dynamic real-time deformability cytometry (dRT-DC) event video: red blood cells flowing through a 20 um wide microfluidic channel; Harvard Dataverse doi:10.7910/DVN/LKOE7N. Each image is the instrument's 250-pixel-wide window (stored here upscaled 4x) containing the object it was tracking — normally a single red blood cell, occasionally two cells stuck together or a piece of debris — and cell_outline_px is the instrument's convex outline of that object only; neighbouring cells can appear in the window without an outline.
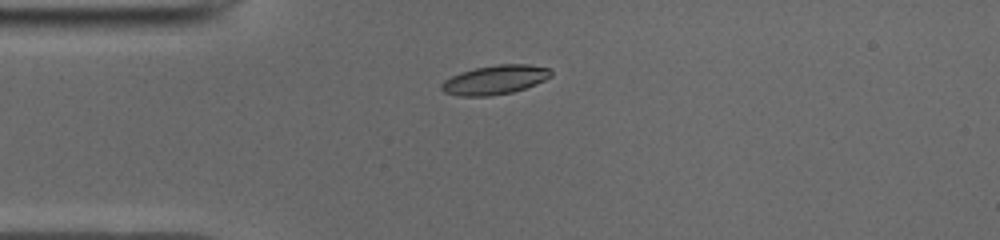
{"species": "common noctule bat (a hibernating species)", "species_latin": "Nyctalus noctula", "temperature_condition": "cold", "stored_images_in_passage": 39, "camera_frame_rate_fps": 3000, "um_per_image_px": 0.085, "animal": {"sex": "male", "body_mass_g": 19.0, "forearm_length_mm": 50.8}, "frame": {"image": 1, "passage_image": 1, "time_ms": 0.0, "image_size_px": [1000, 240], "cell_outline_px": [[552, 76], [536, 84], [512, 92], [488, 96], [460, 96], [444, 92], [440, 88], [440, 84], [444, 80], [460, 72], [476, 68], [500, 64], [528, 64], [548, 68], [552, 72]], "centroid_in_image_um": [42.06, 6.78], "position_along_channel_um": 42.9, "area_um2": 18.5}}
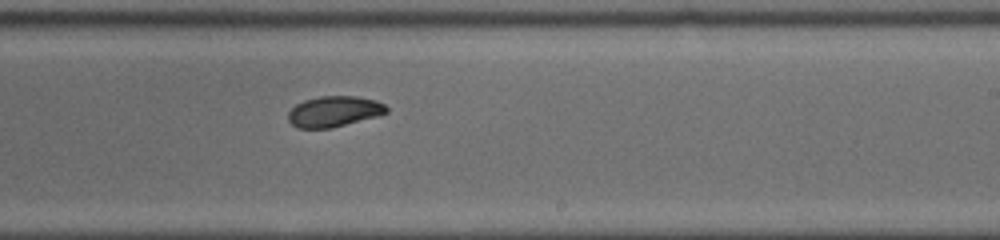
{"frame": {"image": 2, "passage_image": 19, "time_ms": 6.0, "image_size_px": [1000, 240], "cell_outline_px": [[388, 112], [376, 116], [332, 128], [296, 128], [288, 120], [288, 112], [296, 104], [304, 100], [320, 96], [356, 96], [376, 100], [384, 104], [388, 108]], "centroid_in_image_um": [28.38, 9.47], "position_along_channel_um": 260.6, "area_um2": 17.57}}
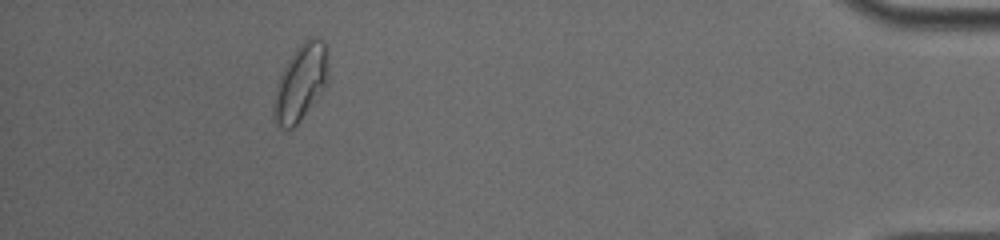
{"frame": {"image": 3, "passage_image": 35, "time_ms": 11.333, "image_size_px": [1000, 240], "cell_outline_px": [[328, 80], [300, 120], [292, 128], [284, 128], [276, 124], [272, 112], [272, 108], [276, 88], [280, 76], [288, 60], [296, 48], [308, 36], [316, 36], [324, 40], [328, 56]], "centroid_in_image_um": [25.56, 6.95], "position_along_channel_um": 409.6, "area_um2": 23.93}, "authors_computed_cell_mechanics": {"area_um2": 18.496, "velocity_mm_per_s": 3.9183, "shape_relaxation_time_tau1_ms": 6.2099, "shape_relaxation_time_tau2_ms": 3.24, "deformation_change_tau1": 0.1432, "deformation_change_tau2": 0.062}}